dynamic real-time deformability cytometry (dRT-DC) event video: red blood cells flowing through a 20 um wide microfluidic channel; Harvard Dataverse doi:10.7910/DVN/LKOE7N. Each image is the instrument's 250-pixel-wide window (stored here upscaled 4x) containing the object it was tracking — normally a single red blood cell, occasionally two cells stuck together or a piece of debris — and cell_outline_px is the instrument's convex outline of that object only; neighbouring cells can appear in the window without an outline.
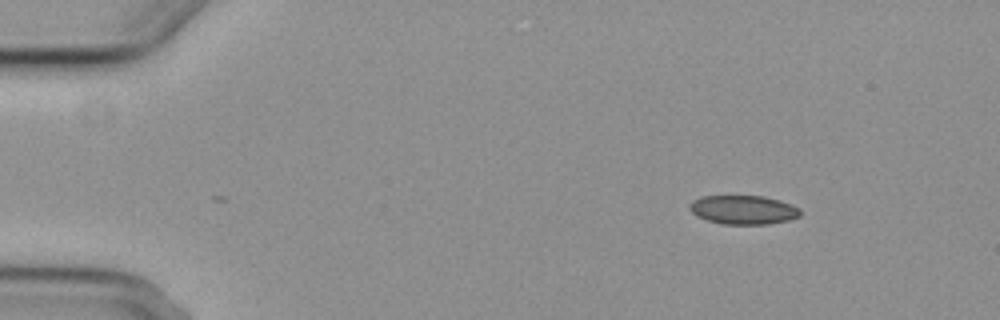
{"species": "common noctule bat (a hibernating species)", "species_latin": "Nyctalus noctula", "temperature_condition": "cold", "stored_images_in_passage": 5, "segment_of_instrument_passage": [1, 2], "camera_frame_rate_fps": 3000, "um_per_image_px": 0.085, "animal": {"sex": "female", "body_mass_g": 29.2, "forearm_length_mm": 56.3}, "frame": {"image": 1, "passage_image": 1, "time_ms": 0.0, "image_size_px": [1000, 320], "cell_outline_px": [[800, 216], [788, 220], [768, 224], [724, 224], [708, 220], [692, 212], [688, 208], [688, 204], [692, 200], [700, 196], [764, 196], [780, 200], [792, 204], [800, 208]], "centroid_in_image_um": [63.19, 17.82], "position_along_channel_um": 21.8, "area_um2": 18.67}}